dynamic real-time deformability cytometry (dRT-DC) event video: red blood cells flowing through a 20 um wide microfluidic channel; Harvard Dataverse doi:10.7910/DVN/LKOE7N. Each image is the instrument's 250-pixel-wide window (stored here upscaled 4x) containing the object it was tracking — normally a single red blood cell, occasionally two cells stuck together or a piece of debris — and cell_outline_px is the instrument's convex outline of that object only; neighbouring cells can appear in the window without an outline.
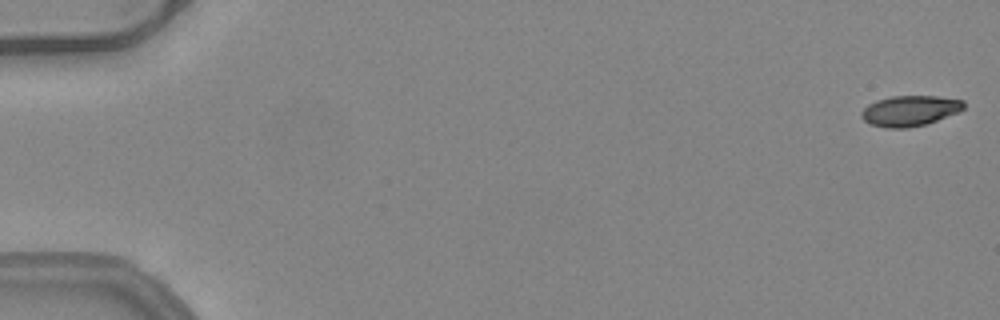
{"species": "common noctule bat (a hibernating species)", "species_latin": "Nyctalus noctula", "temperature_condition": "warm", "stored_images_in_passage": 52, "camera_frame_rate_fps": 3000, "um_per_image_px": 0.085, "animal": {"sex": "female", "body_mass_g": 24.6, "forearm_length_mm": 56.2}, "frame": {"image": 1, "passage_image": 1, "time_ms": 0.0, "image_size_px": [1000, 320], "cell_outline_px": [[964, 108], [960, 112], [924, 124], [908, 128], [888, 128], [872, 124], [864, 120], [860, 116], [860, 112], [868, 104], [876, 100], [892, 96], [936, 96], [964, 100]], "centroid_in_image_um": [77.33, 9.41], "position_along_channel_um": 7.7, "area_um2": 18.15}}
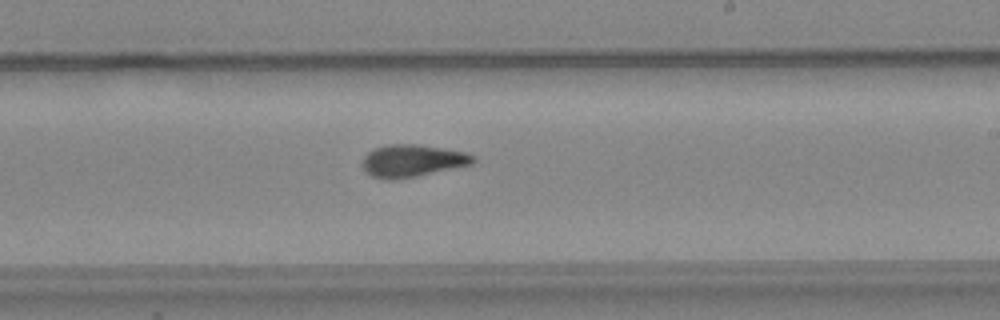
{"frame": {"image": 2, "passage_image": 32, "time_ms": 10.333, "image_size_px": [1000, 320], "cell_outline_px": [[476, 160], [472, 164], [416, 176], [388, 180], [372, 176], [364, 168], [364, 156], [372, 148], [388, 144], [416, 144], [468, 152], [476, 156]], "centroid_in_image_um": [35.08, 13.64], "position_along_channel_um": 253.9, "area_um2": 20.69}}
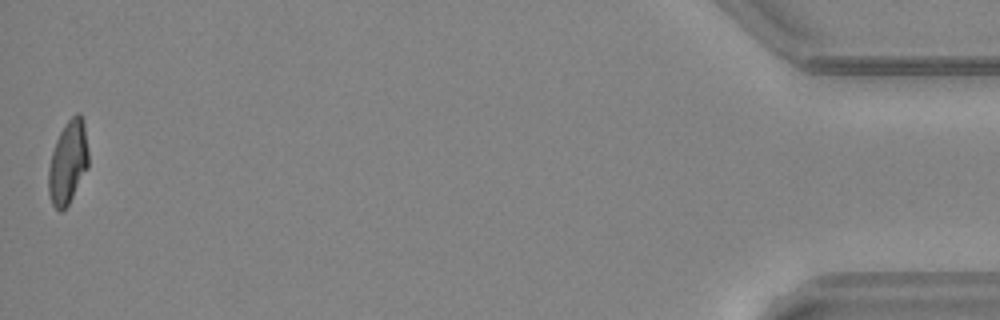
{"frame": {"image": 3, "passage_image": 52, "time_ms": 17.0, "image_size_px": [1000, 320], "cell_outline_px": [[88, 168], [68, 204], [60, 212], [52, 204], [48, 192], [48, 168], [52, 152], [56, 140], [64, 124], [76, 112], [80, 112], [84, 120], [88, 148]], "centroid_in_image_um": [5.78, 13.76], "position_along_channel_um": 429.4, "area_um2": 19.48}, "authors_computed_cell_mechanics": {"area_um2": 19.941, "velocity_mm_per_s": 4.018, "shape_relaxation_time_tau1_ms": 7.9573, "shape_relaxation_time_tau2_ms": 2.6167, "deformation_change_tau1": 0.2569, "deformation_change_tau2": 0.1068}}